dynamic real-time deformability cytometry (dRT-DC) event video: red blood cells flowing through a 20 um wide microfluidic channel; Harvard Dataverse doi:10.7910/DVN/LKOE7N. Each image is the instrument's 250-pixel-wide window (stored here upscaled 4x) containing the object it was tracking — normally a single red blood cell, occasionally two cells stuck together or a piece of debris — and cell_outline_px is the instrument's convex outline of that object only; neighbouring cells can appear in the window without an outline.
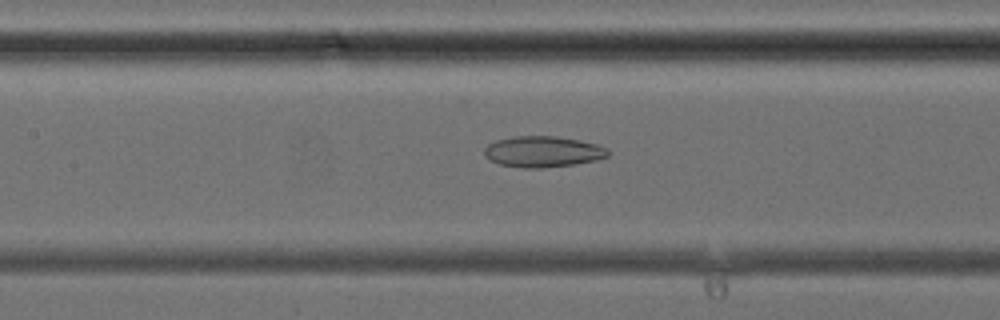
{"species": "common noctule bat (a hibernating species)", "species_latin": "Nyctalus noctula", "temperature_condition": "cold", "stored_images_in_passage": 33, "camera_frame_rate_fps": 3000, "um_per_image_px": 0.085, "animal": {"sex": "female", "body_mass_g": 24.6, "forearm_length_mm": 56.2}, "frame": {"image": 1, "passage_image": 11, "time_ms": 3.333, "image_size_px": [1000, 320], "cell_outline_px": [[608, 156], [596, 160], [572, 164], [540, 168], [524, 168], [500, 164], [484, 156], [484, 148], [488, 144], [496, 140], [512, 136], [556, 136], [580, 140], [596, 144], [608, 148]], "centroid_in_image_um": [46.13, 12.88], "position_along_channel_um": 161.3, "area_um2": 22.25}}
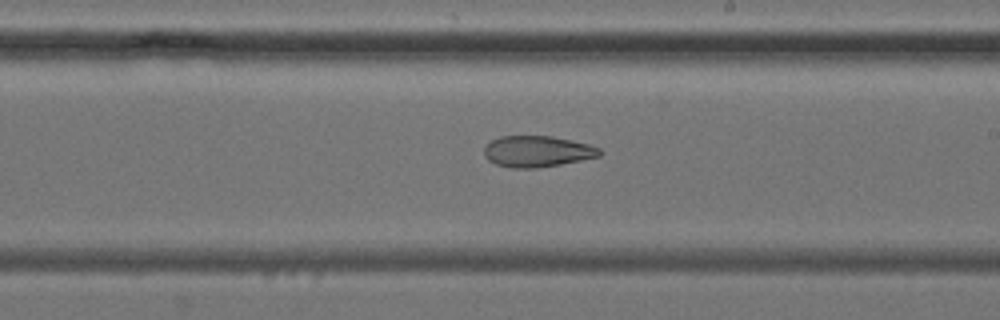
{"frame": {"image": 2, "passage_image": 16, "time_ms": 5.0, "image_size_px": [1000, 320], "cell_outline_px": [[600, 156], [560, 164], [536, 168], [512, 168], [496, 164], [488, 160], [484, 156], [484, 148], [492, 140], [500, 136], [552, 136], [588, 144], [600, 148]], "centroid_in_image_um": [45.64, 12.87], "position_along_channel_um": 243.4, "area_um2": 20.81}}
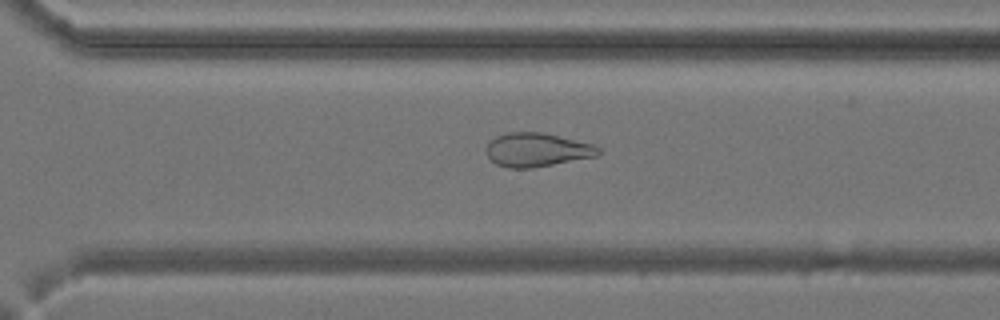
{"frame": {"image": 3, "passage_image": 21, "time_ms": 6.667, "image_size_px": [1000, 320], "cell_outline_px": [[600, 156], [532, 168], [508, 168], [496, 164], [484, 152], [484, 148], [496, 136], [508, 132], [540, 132], [592, 144], [600, 148]], "centroid_in_image_um": [45.63, 12.75], "position_along_channel_um": 325.0, "area_um2": 22.08}}